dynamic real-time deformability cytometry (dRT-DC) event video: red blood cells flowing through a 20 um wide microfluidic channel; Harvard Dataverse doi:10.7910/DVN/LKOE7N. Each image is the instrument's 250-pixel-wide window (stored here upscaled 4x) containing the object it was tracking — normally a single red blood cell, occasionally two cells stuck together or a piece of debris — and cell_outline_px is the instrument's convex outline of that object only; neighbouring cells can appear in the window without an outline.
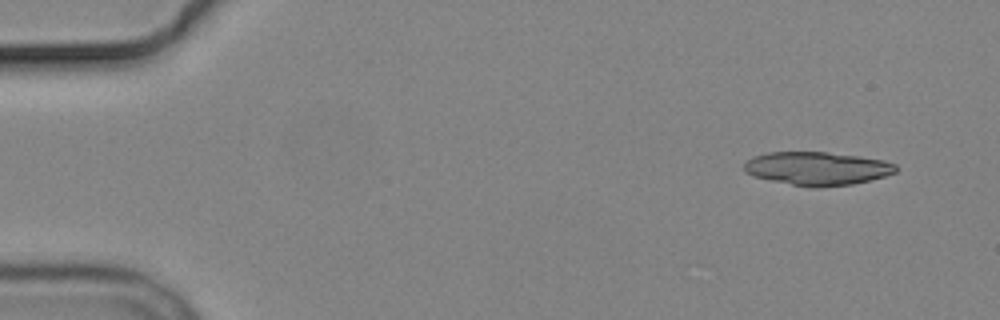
{"species": "common noctule bat (a hibernating species)", "species_latin": "Nyctalus noctula", "temperature_condition": "cold", "stored_images_in_passage": 4, "camera_frame_rate_fps": 3000, "um_per_image_px": 0.085, "animal": {"sex": "male", "body_mass_g": 19.2, "forearm_length_mm": 51.8}, "frame": {"image": 1, "passage_image": 1, "time_ms": 0.0, "image_size_px": [1000, 320], "cell_outline_px": [[900, 168], [896, 172], [884, 176], [852, 184], [816, 188], [812, 188], [752, 176], [744, 172], [744, 164], [752, 156], [768, 152], [828, 152], [860, 156], [884, 160], [896, 164]], "centroid_in_image_um": [69.47, 14.31], "position_along_channel_um": 15.5, "area_um2": 29.59}}
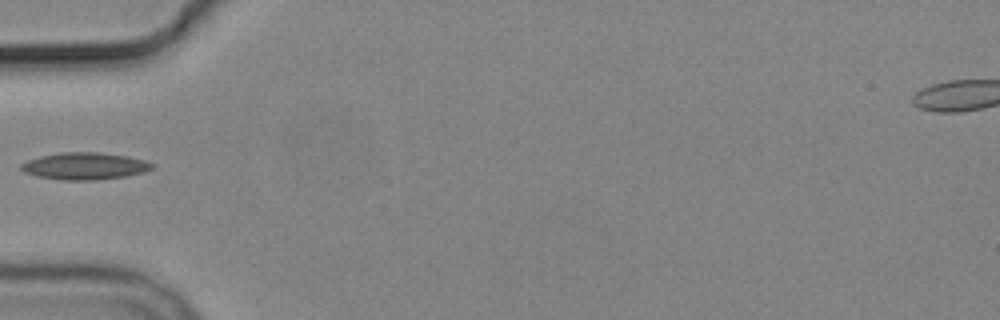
{"frame": {"image": 2, "passage_image": 4, "time_ms": 5.0, "image_size_px": [1000, 320], "cell_outline_px": [[156, 164], [152, 168], [144, 172], [124, 176], [96, 180], [64, 180], [36, 176], [24, 172], [20, 168], [20, 164], [28, 160], [40, 156], [60, 152], [100, 152], [128, 156], [144, 160]], "centroid_in_image_um": [7.2, 14.11], "position_along_channel_um": 77.8, "area_um2": 20.69}}